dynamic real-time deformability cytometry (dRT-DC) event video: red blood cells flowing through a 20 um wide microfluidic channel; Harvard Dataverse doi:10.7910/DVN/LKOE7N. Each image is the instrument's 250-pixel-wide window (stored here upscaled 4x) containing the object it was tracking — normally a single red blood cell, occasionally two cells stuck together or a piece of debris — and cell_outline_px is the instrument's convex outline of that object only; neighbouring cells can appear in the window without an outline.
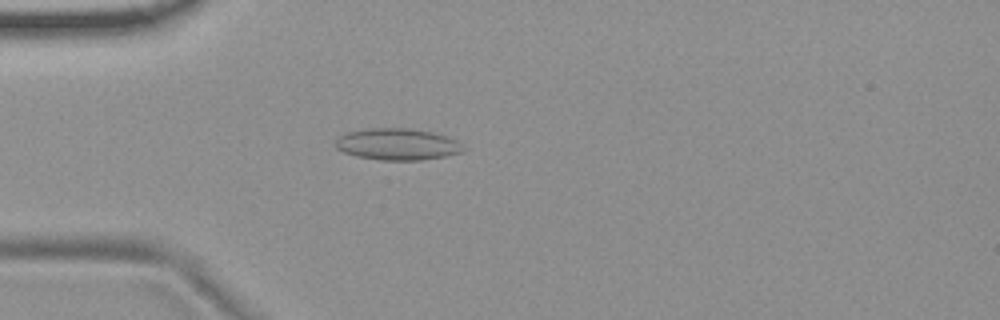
{"species": "common noctule bat (a hibernating species)", "species_latin": "Nyctalus noctula", "temperature_condition": "room temperature", "stored_images_in_passage": 4, "camera_frame_rate_fps": 3000, "um_per_image_px": 0.085, "animal": {"sex": "female", "body_mass_g": 19.9}, "frame": {"image": 1, "passage_image": 4, "time_ms": 1.0, "image_size_px": [1000, 320], "cell_outline_px": [[464, 152], [424, 160], [380, 160], [356, 156], [344, 152], [336, 148], [336, 140], [340, 136], [348, 132], [368, 128], [412, 128], [436, 132], [448, 136], [456, 140], [464, 148]], "centroid_in_image_um": [33.81, 12.25], "position_along_channel_um": 51.2, "area_um2": 23.7}}